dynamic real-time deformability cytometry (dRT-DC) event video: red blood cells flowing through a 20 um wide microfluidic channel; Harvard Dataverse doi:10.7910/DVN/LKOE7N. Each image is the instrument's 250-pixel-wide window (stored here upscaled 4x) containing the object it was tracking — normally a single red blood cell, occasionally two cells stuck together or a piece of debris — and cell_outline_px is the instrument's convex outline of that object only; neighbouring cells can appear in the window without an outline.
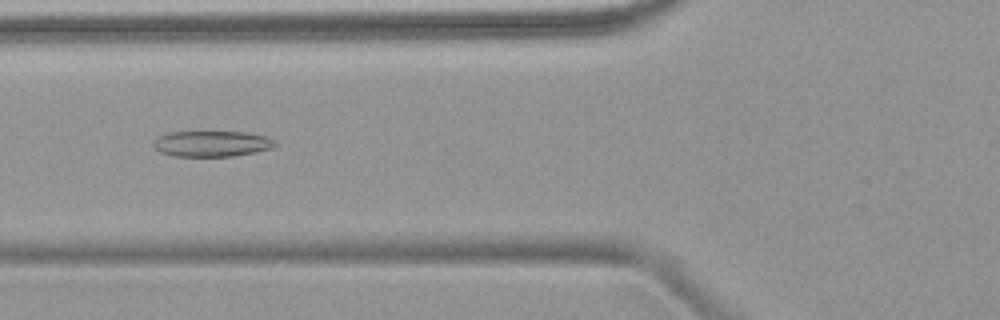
{"species": "common noctule bat (a hibernating species)", "species_latin": "Nyctalus noctula", "temperature_condition": "warm", "stored_images_in_passage": 6, "camera_frame_rate_fps": 3000, "um_per_image_px": 0.085, "animal": {"sex": "female", "body_mass_g": 18.4}, "frame": {"image": 1, "passage_image": 5, "time_ms": 5.333, "image_size_px": [1000, 320], "cell_outline_px": [[276, 144], [272, 148], [256, 152], [232, 156], [172, 156], [160, 152], [152, 144], [160, 136], [168, 132], [244, 132], [264, 136], [276, 140]], "centroid_in_image_um": [18.01, 12.22], "position_along_channel_um": 107.8, "area_um2": 18.15}}
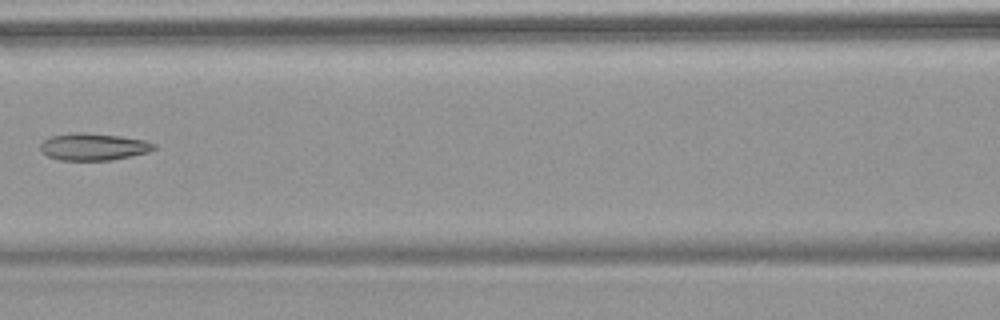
{"frame": {"image": 2, "passage_image": 6, "time_ms": 6.667, "image_size_px": [1000, 320], "cell_outline_px": [[156, 148], [148, 152], [132, 156], [112, 160], [60, 160], [48, 156], [40, 148], [40, 144], [44, 140], [52, 136], [72, 132], [84, 132], [120, 136], [144, 140], [156, 144]], "centroid_in_image_um": [7.96, 12.47], "position_along_channel_um": 158.6, "area_um2": 17.92}}